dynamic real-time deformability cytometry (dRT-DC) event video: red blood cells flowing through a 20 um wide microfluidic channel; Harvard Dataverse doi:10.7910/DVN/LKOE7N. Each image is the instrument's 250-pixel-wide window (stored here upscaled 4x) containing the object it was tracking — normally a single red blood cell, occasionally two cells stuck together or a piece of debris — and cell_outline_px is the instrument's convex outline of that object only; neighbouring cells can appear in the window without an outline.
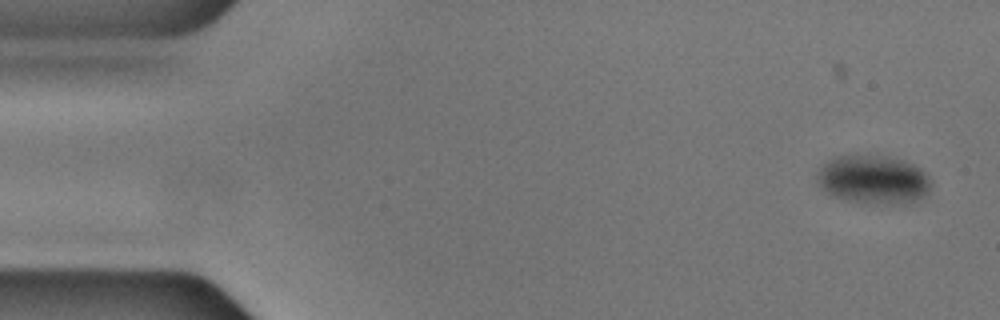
{"species": "common noctule bat (a hibernating species)", "species_latin": "Nyctalus noctula", "temperature_condition": "cold", "stored_images_in_passage": 54, "camera_frame_rate_fps": 3000, "um_per_image_px": 0.085, "animal": {"sex": "male", "body_mass_g": 17.9, "forearm_length_mm": 54.2}, "frame": {"image": 1, "passage_image": 1, "time_ms": 0.0, "image_size_px": [1000, 320], "cell_outline_px": [[932, 188], [920, 200], [904, 204], [884, 204], [848, 200], [832, 196], [816, 180], [816, 172], [824, 164], [836, 156], [888, 156], [904, 160], [920, 168], [932, 180]], "centroid_in_image_um": [74.29, 15.27], "position_along_channel_um": 10.7, "area_um2": 32.31}}
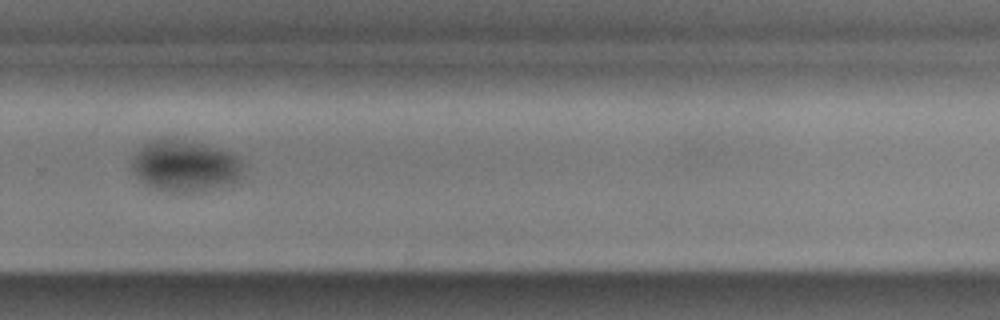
{"frame": {"image": 2, "passage_image": 36, "time_ms": 11.667, "image_size_px": [1000, 320], "cell_outline_px": [[244, 164], [240, 176], [236, 180], [220, 188], [192, 192], [164, 192], [140, 180], [132, 172], [132, 156], [144, 144], [152, 140], [172, 140], [200, 144], [232, 152], [240, 156]], "centroid_in_image_um": [15.75, 14.13], "position_along_channel_um": 314.1, "area_um2": 33.12}}
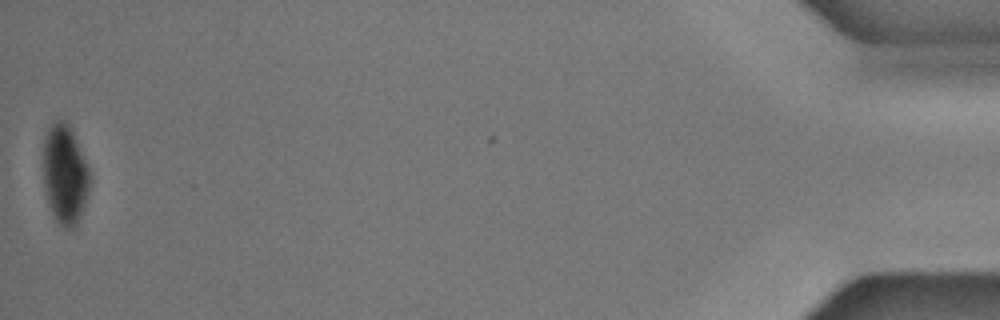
{"frame": {"image": 3, "passage_image": 54, "time_ms": 17.667, "image_size_px": [1000, 320], "cell_outline_px": [[88, 188], [84, 204], [80, 216], [76, 224], [72, 228], [64, 228], [56, 220], [48, 204], [44, 192], [44, 140], [48, 128], [56, 120], [64, 120], [68, 124], [72, 132], [88, 168]], "centroid_in_image_um": [5.48, 14.84], "position_along_channel_um": 429.7, "area_um2": 26.18}}